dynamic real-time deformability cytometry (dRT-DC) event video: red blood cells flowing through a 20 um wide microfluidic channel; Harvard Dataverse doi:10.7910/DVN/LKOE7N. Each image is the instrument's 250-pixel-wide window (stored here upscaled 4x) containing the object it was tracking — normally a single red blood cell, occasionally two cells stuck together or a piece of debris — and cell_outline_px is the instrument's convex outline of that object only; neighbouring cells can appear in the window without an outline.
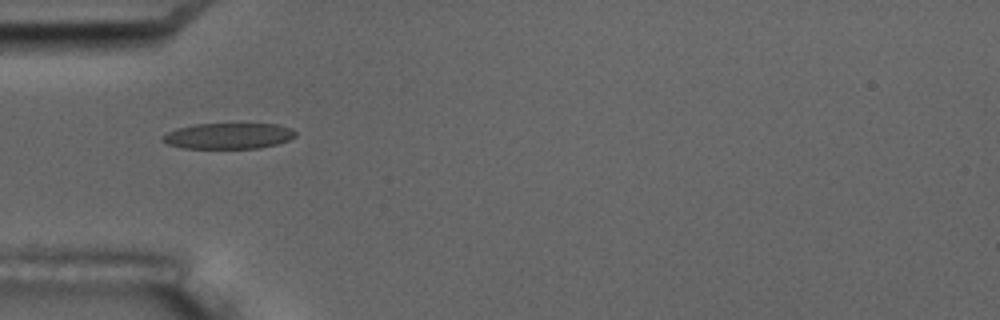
{"species": "common noctule bat (a hibernating species)", "species_latin": "Nyctalus noctula", "temperature_condition": "room temperature", "stored_images_in_passage": 4, "camera_frame_rate_fps": 3000, "um_per_image_px": 0.085, "animal": {"sex": "male", "body_mass_g": 17.5, "forearm_length_mm": 52.3}, "frame": {"image": 1, "passage_image": 3, "time_ms": 3.333, "image_size_px": [1000, 320], "cell_outline_px": [[296, 136], [288, 140], [276, 144], [260, 148], [184, 148], [168, 144], [160, 140], [160, 136], [176, 128], [196, 124], [276, 124], [292, 128], [296, 132]], "centroid_in_image_um": [19.4, 11.55], "position_along_channel_um": 65.6, "area_um2": 20.06}}